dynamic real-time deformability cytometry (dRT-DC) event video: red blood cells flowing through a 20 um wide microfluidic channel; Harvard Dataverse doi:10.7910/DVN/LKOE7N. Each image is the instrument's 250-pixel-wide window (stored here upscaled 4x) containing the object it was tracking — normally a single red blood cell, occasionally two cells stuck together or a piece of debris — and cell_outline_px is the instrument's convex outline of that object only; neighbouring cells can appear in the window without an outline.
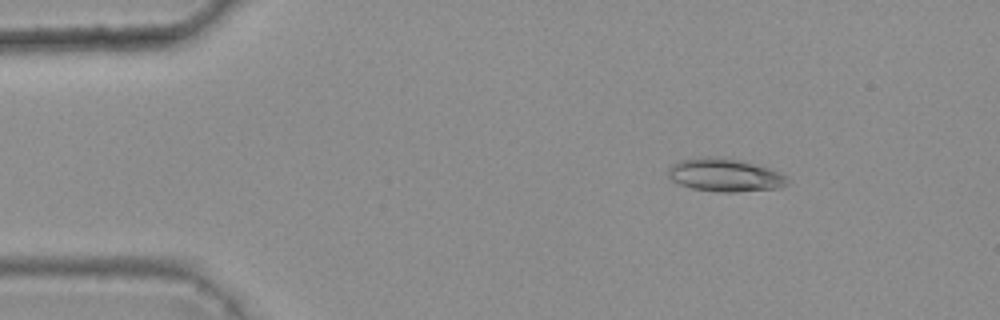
{"species": "common noctule bat (a hibernating species)", "species_latin": "Nyctalus noctula", "temperature_condition": "warm", "stored_images_in_passage": 5, "camera_frame_rate_fps": 3000, "um_per_image_px": 0.085, "animal": {"sex": "female", "body_mass_g": 25.1}, "frame": {"image": 1, "passage_image": 2, "time_ms": 0.333, "image_size_px": [1000, 320], "cell_outline_px": [[788, 184], [780, 188], [736, 192], [720, 192], [692, 188], [680, 184], [672, 180], [668, 176], [668, 168], [680, 160], [700, 156], [740, 160], [756, 164], [780, 172], [788, 176]], "centroid_in_image_um": [61.64, 14.89], "position_along_channel_um": 23.4, "area_um2": 22.95}}
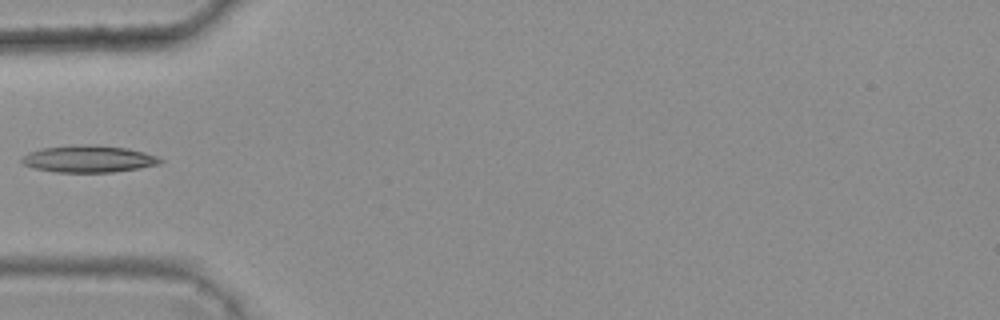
{"frame": {"image": 2, "passage_image": 4, "time_ms": 1.0, "image_size_px": [1000, 320], "cell_outline_px": [[164, 160], [160, 164], [140, 168], [112, 172], [56, 172], [36, 168], [24, 164], [20, 160], [20, 156], [28, 152], [40, 148], [72, 144], [84, 144], [128, 148], [144, 152], [156, 156]], "centroid_in_image_um": [7.5, 13.49], "position_along_channel_um": 77.5, "area_um2": 21.91}}
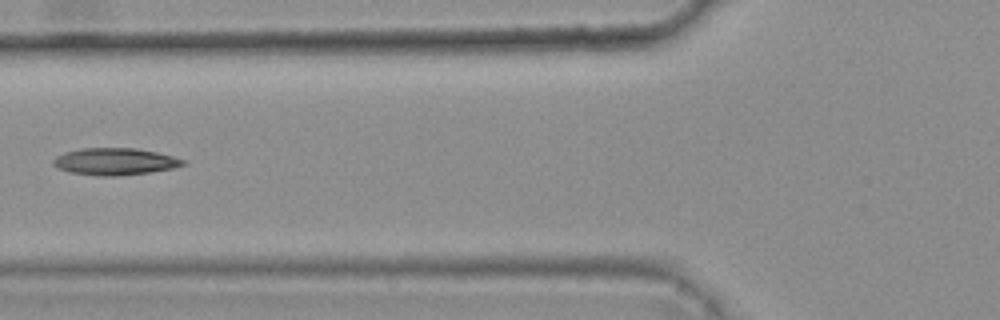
{"frame": {"image": 3, "passage_image": 5, "time_ms": 1.333, "image_size_px": [1000, 320], "cell_outline_px": [[188, 164], [172, 168], [148, 172], [116, 176], [96, 176], [72, 172], [56, 168], [52, 164], [52, 160], [56, 156], [64, 152], [80, 148], [136, 148], [156, 152], [188, 160]], "centroid_in_image_um": [9.76, 13.72], "position_along_channel_um": 116.0, "area_um2": 20.52}}